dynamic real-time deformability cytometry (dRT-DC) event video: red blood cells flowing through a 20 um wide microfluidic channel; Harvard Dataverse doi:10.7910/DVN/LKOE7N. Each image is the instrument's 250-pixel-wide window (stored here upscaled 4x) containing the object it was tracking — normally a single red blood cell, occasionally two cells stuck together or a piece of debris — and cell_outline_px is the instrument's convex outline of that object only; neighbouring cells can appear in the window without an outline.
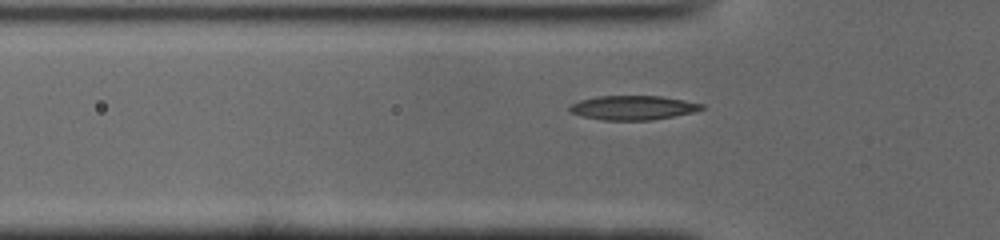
{"species": "common noctule bat (a hibernating species)", "species_latin": "Nyctalus noctula", "temperature_condition": "cold", "stored_images_in_passage": 32, "camera_frame_rate_fps": 3000, "um_per_image_px": 0.085, "animal": {"sex": "male", "body_mass_g": 19.0, "forearm_length_mm": 50.8}, "frame": {"image": 1, "passage_image": 6, "time_ms": 1.667, "image_size_px": [1000, 240], "cell_outline_px": [[704, 108], [692, 112], [652, 120], [604, 120], [580, 116], [572, 112], [568, 108], [572, 104], [580, 100], [596, 96], [660, 96], [684, 100], [704, 104]], "centroid_in_image_um": [53.78, 9.15], "position_along_channel_um": 72.0, "area_um2": 18.5}}
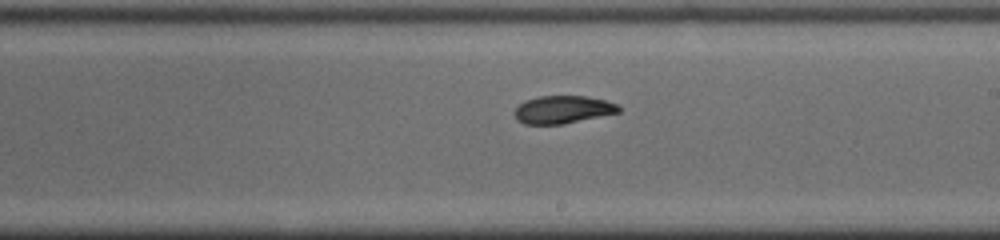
{"frame": {"image": 2, "passage_image": 19, "time_ms": 6.0, "image_size_px": [1000, 240], "cell_outline_px": [[620, 112], [564, 124], [524, 124], [516, 120], [512, 112], [524, 100], [540, 96], [584, 96], [604, 100], [620, 104]], "centroid_in_image_um": [47.82, 9.32], "position_along_channel_um": 241.2, "area_um2": 16.99}}
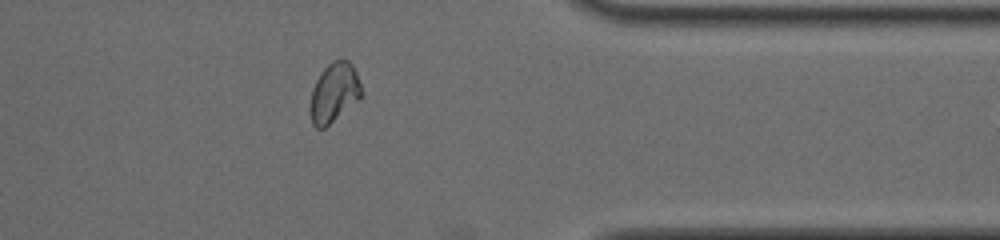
{"frame": {"image": 3, "passage_image": 31, "time_ms": 10.0, "image_size_px": [1000, 240], "cell_outline_px": [[364, 92], [356, 100], [324, 128], [316, 128], [312, 124], [308, 108], [312, 88], [320, 72], [332, 60], [348, 60], [352, 64], [356, 72]], "centroid_in_image_um": [28.36, 7.85], "position_along_channel_um": 383.0, "area_um2": 17.69}}